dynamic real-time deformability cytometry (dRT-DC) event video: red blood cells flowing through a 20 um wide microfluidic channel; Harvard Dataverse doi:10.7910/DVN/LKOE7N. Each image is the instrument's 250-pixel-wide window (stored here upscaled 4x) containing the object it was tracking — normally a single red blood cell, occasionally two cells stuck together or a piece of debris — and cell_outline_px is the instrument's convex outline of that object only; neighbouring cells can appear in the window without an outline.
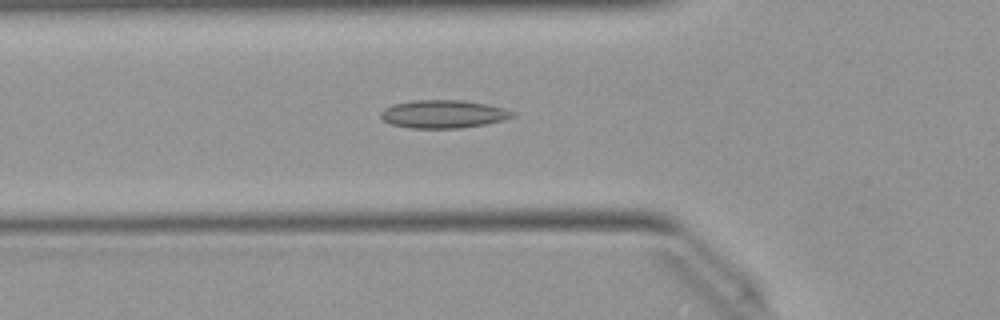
{"species": "Egyptian fruit bat (a non-hibernating species)", "species_latin": "Rousettus aegyptiacus", "temperature_condition": "warm", "stored_images_in_passage": 50, "camera_frame_rate_fps": 3000, "um_per_image_px": 0.085, "animal": {"sex": "female"}, "frame": {"image": 1, "passage_image": 17, "time_ms": 5.333, "image_size_px": [1000, 320], "cell_outline_px": [[516, 116], [504, 120], [484, 124], [460, 128], [408, 128], [392, 124], [384, 120], [380, 116], [380, 112], [384, 108], [392, 104], [412, 100], [464, 100], [488, 104], [504, 108], [516, 112]], "centroid_in_image_um": [37.7, 9.69], "position_along_channel_um": 88.1, "area_um2": 21.73}}
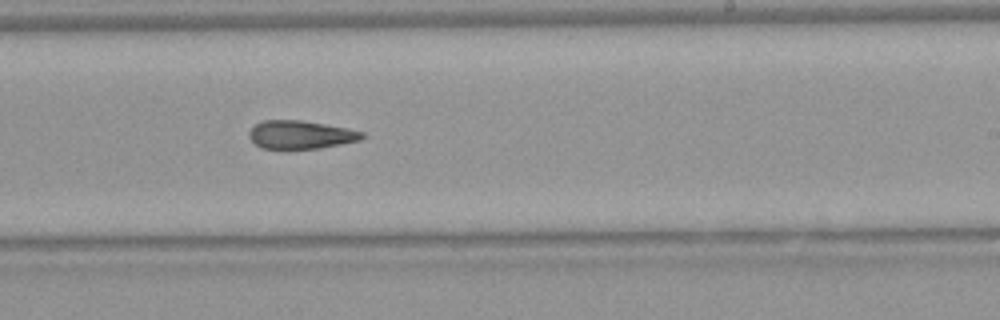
{"frame": {"image": 2, "passage_image": 30, "time_ms": 9.667, "image_size_px": [1000, 320], "cell_outline_px": [[368, 136], [360, 140], [320, 148], [260, 148], [248, 136], [248, 132], [256, 124], [264, 120], [300, 120], [348, 128], [364, 132]], "centroid_in_image_um": [25.59, 11.44], "position_along_channel_um": 263.4, "area_um2": 18.5}}
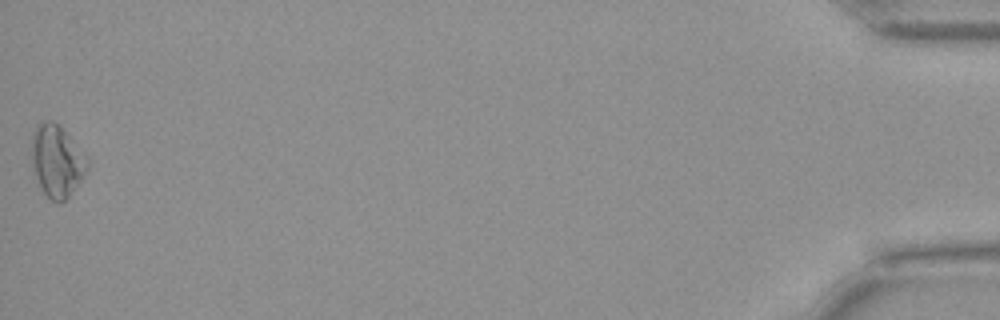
{"frame": {"image": 3, "passage_image": 50, "time_ms": 16.333, "image_size_px": [1000, 320], "cell_outline_px": [[88, 168], [80, 180], [68, 196], [60, 204], [56, 204], [44, 192], [36, 176], [32, 164], [32, 132], [40, 124], [48, 120], [52, 120], [60, 124], [88, 160]], "centroid_in_image_um": [4.82, 13.66], "position_along_channel_um": 430.4, "area_um2": 22.83}, "authors_computed_cell_mechanics": {"area_um2": 20.1144, "velocity_mm_per_s": 4.0549, "shape_relaxation_time_tau1_ms": null, "shape_relaxation_time_tau2_ms": 10.9006, "deformation_change_tau1": null, "deformation_change_tau2": 0.2441}}